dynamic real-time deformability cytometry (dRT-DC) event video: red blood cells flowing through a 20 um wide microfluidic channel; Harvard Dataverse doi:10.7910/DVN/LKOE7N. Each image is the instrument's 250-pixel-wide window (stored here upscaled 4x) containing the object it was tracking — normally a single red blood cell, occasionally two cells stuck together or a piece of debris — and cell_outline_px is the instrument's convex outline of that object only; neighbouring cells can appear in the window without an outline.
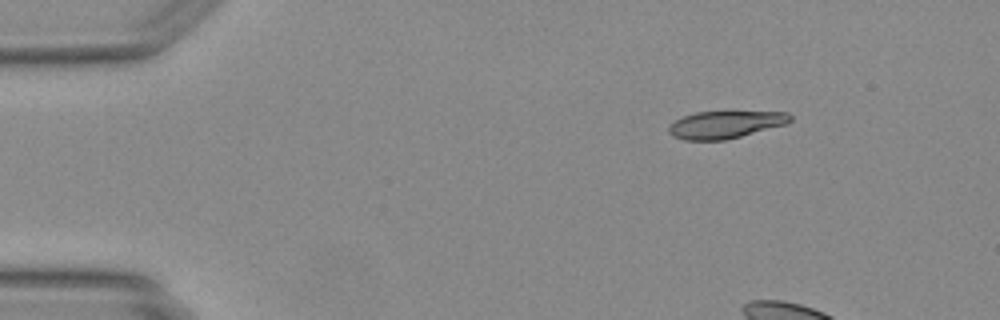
{"species": "Egyptian fruit bat (a non-hibernating species)", "species_latin": "Rousettus aegyptiacus", "temperature_condition": "warm", "stored_images_in_passage": 6, "camera_frame_rate_fps": 3000, "um_per_image_px": 0.085, "animal": {"sex": "female"}, "frame": {"image": 1, "passage_image": 1, "time_ms": 0.0, "image_size_px": [1000, 320], "cell_outline_px": [[792, 120], [788, 124], [724, 140], [684, 140], [672, 136], [668, 132], [668, 124], [684, 116], [696, 112], [788, 112], [792, 116]], "centroid_in_image_um": [61.65, 10.59], "position_along_channel_um": 23.4, "area_um2": 19.36}}